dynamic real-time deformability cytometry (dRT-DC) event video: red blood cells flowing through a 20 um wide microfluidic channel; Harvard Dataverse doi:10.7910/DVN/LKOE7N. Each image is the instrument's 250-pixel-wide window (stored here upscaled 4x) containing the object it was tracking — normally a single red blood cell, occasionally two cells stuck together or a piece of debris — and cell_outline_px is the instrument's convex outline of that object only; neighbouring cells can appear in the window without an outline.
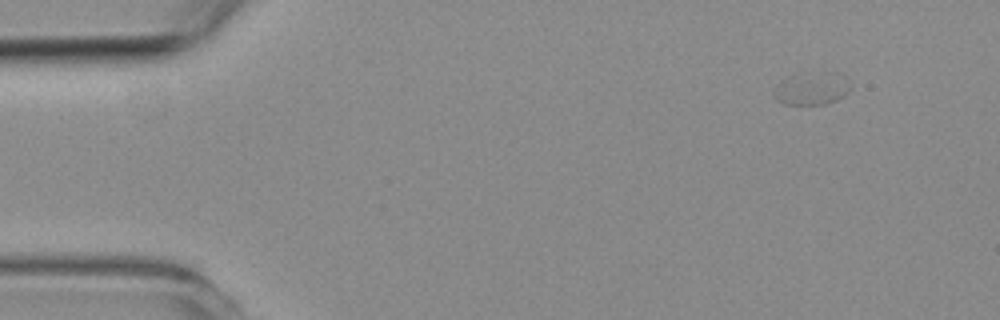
{"species": "common noctule bat (a hibernating species)", "species_latin": "Nyctalus noctula", "temperature_condition": "room temperature", "stored_images_in_passage": 53, "camera_frame_rate_fps": 3000, "um_per_image_px": 0.085, "animal": {"sex": "female", "body_mass_g": 19.3, "forearm_length_mm": 54.1}, "frame": {"image": 1, "passage_image": 1, "time_ms": 0.0, "image_size_px": [1000, 320], "cell_outline_px": [[852, 88], [844, 96], [836, 100], [824, 104], [784, 104], [776, 100], [772, 96], [772, 92], [776, 84], [784, 76], [796, 72], [840, 72], [844, 76]], "centroid_in_image_um": [68.94, 7.48], "position_along_channel_um": 16.1, "area_um2": 15.26}}
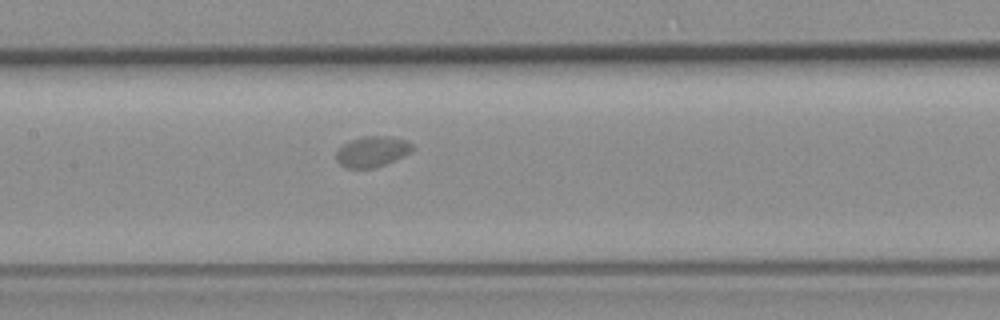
{"frame": {"image": 2, "passage_image": 23, "time_ms": 7.333, "image_size_px": [1000, 320], "cell_outline_px": [[412, 148], [404, 156], [396, 160], [376, 168], [344, 168], [336, 160], [336, 152], [348, 140], [364, 136], [388, 136], [408, 140], [412, 144]], "centroid_in_image_um": [31.61, 12.89], "position_along_channel_um": 175.8, "area_um2": 13.7}}
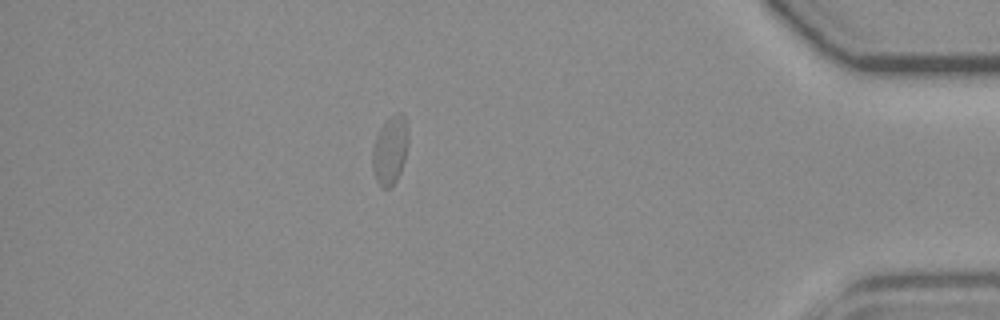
{"frame": {"image": 3, "passage_image": 46, "time_ms": 15.0, "image_size_px": [1000, 320], "cell_outline_px": [[408, 144], [404, 160], [400, 172], [396, 180], [388, 188], [380, 188], [376, 180], [372, 168], [372, 148], [376, 136], [380, 128], [396, 112], [404, 112], [408, 124]], "centroid_in_image_um": [33.16, 12.74], "position_along_channel_um": 402.0, "area_um2": 14.45}}